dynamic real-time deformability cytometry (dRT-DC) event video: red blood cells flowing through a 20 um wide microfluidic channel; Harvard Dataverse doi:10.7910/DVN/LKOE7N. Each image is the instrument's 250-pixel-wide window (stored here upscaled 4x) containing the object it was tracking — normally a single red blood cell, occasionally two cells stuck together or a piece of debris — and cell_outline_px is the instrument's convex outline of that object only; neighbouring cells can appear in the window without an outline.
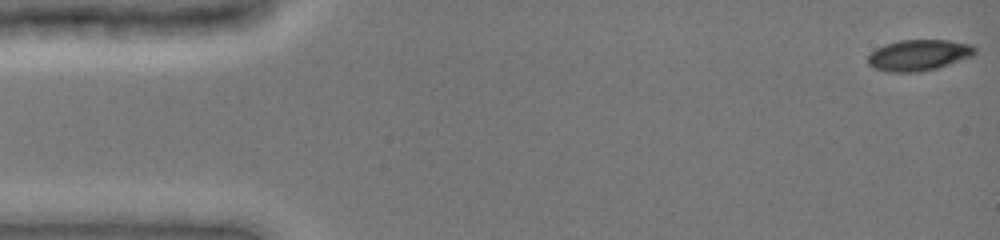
{"species": "common noctule bat (a hibernating species)", "species_latin": "Nyctalus noctula", "temperature_condition": "cold", "stored_images_in_passage": 49, "camera_frame_rate_fps": 3000, "um_per_image_px": 0.085, "animal": {"sex": "female", "body_mass_g": 19.0, "forearm_length_mm": 51.5}, "frame": {"image": 1, "passage_image": 1, "time_ms": 0.0, "image_size_px": [1000, 240], "cell_outline_px": [[976, 52], [972, 56], [936, 68], [916, 72], [888, 72], [872, 68], [868, 64], [868, 56], [876, 48], [884, 44], [900, 40], [948, 40], [972, 44], [976, 48]], "centroid_in_image_um": [78.07, 4.68], "position_along_channel_um": 6.9, "area_um2": 19.36}}
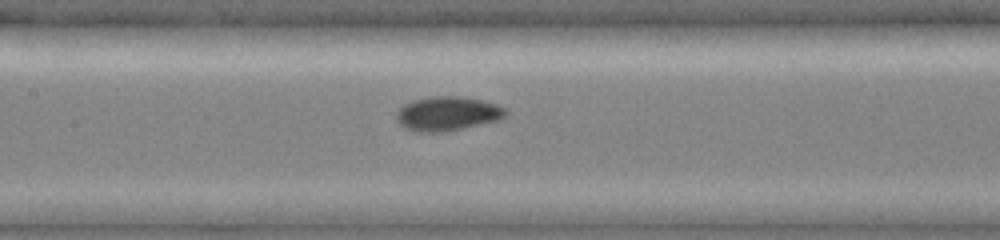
{"frame": {"image": 2, "passage_image": 23, "time_ms": 7.333, "image_size_px": [1000, 240], "cell_outline_px": [[508, 112], [500, 120], [444, 132], [416, 132], [404, 128], [396, 120], [396, 112], [404, 104], [412, 100], [432, 96], [460, 96], [484, 100], [508, 108]], "centroid_in_image_um": [38.04, 9.65], "position_along_channel_um": 169.4, "area_um2": 22.08}}
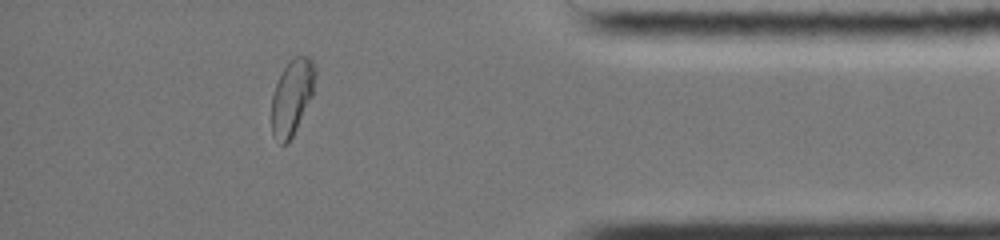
{"frame": {"image": 3, "passage_image": 43, "time_ms": 14.0, "image_size_px": [1000, 240], "cell_outline_px": [[316, 76], [312, 96], [288, 144], [280, 144], [272, 132], [272, 96], [276, 84], [284, 68], [296, 56], [308, 56], [312, 60], [316, 68]], "centroid_in_image_um": [24.83, 8.24], "position_along_channel_um": 410.4, "area_um2": 18.84}, "authors_computed_cell_mechanics": {"area_um2": 20.4034, "velocity_mm_per_s": 3.9204, "shape_relaxation_time_tau1_ms": 3.7726, "shape_relaxation_time_tau2_ms": 2.0106, "deformation_change_tau1": 0.1091, "deformation_change_tau2": 0.0426}}